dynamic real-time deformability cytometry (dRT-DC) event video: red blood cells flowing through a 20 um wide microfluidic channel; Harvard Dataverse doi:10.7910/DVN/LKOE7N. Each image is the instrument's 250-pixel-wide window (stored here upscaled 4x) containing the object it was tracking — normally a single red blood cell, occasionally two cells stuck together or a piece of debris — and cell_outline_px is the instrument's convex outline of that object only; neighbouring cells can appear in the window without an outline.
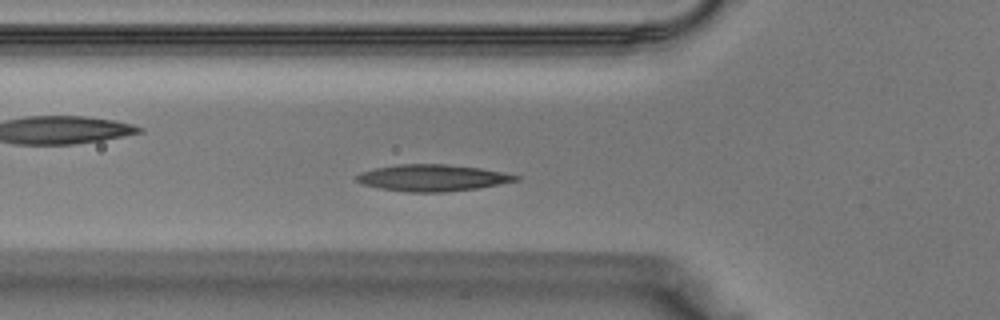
{"species": "Egyptian fruit bat (a non-hibernating species)", "species_latin": "Rousettus aegyptiacus", "temperature_condition": "warm", "stored_images_in_passage": 36, "camera_frame_rate_fps": 3000, "um_per_image_px": 0.085, "animal": {"sex": "male"}, "frame": {"image": 1, "passage_image": 9, "time_ms": 2.667, "image_size_px": [1000, 320], "cell_outline_px": [[520, 180], [476, 188], [444, 192], [408, 192], [380, 188], [364, 184], [356, 180], [356, 176], [360, 172], [376, 168], [400, 164], [448, 164], [480, 168], [520, 176]], "centroid_in_image_um": [36.75, 15.11], "position_along_channel_um": 89.0, "area_um2": 24.39}}
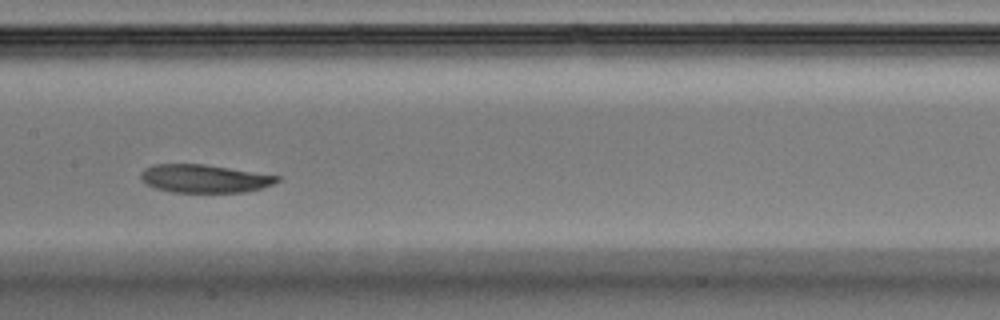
{"frame": {"image": 2, "passage_image": 15, "time_ms": 4.667, "image_size_px": [1000, 320], "cell_outline_px": [[280, 180], [272, 184], [260, 188], [244, 192], [172, 192], [156, 188], [140, 180], [140, 172], [144, 168], [152, 164], [204, 164], [280, 176]], "centroid_in_image_um": [17.33, 15.17], "position_along_channel_um": 190.1, "area_um2": 22.25}}
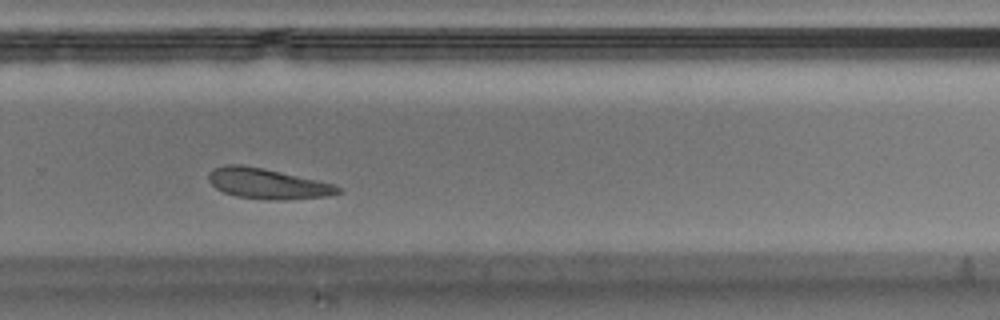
{"frame": {"image": 3, "passage_image": 22, "time_ms": 7.0, "image_size_px": [1000, 320], "cell_outline_px": [[344, 192], [328, 196], [284, 200], [268, 200], [236, 196], [224, 192], [216, 188], [208, 180], [208, 172], [212, 168], [224, 164], [240, 164], [264, 168], [336, 184], [344, 188]], "centroid_in_image_um": [22.77, 15.6], "position_along_channel_um": 307.0, "area_um2": 23.35}}